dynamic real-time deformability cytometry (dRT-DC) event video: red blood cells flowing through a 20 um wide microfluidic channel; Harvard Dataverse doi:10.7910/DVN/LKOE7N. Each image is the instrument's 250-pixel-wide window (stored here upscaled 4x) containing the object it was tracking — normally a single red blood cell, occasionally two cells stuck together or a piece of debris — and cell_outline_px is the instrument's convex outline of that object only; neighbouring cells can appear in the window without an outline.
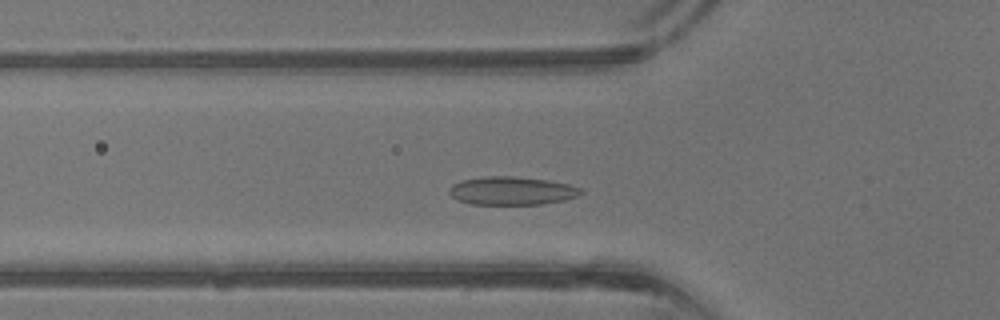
{"species": "common noctule bat (a hibernating species)", "species_latin": "Nyctalus noctula", "temperature_condition": "warm", "stored_images_in_passage": 25, "camera_frame_rate_fps": 3000, "um_per_image_px": 0.085, "animal": {"sex": "male", "body_mass_g": 13.3}, "frame": {"image": 1, "passage_image": 10, "time_ms": 3.0, "image_size_px": [1000, 320], "cell_outline_px": [[584, 192], [576, 196], [564, 200], [540, 204], [472, 204], [456, 200], [448, 192], [448, 188], [452, 184], [460, 180], [484, 176], [512, 176], [548, 180], [568, 184], [580, 188]], "centroid_in_image_um": [43.45, 16.21], "position_along_channel_um": 82.4, "area_um2": 21.73}}
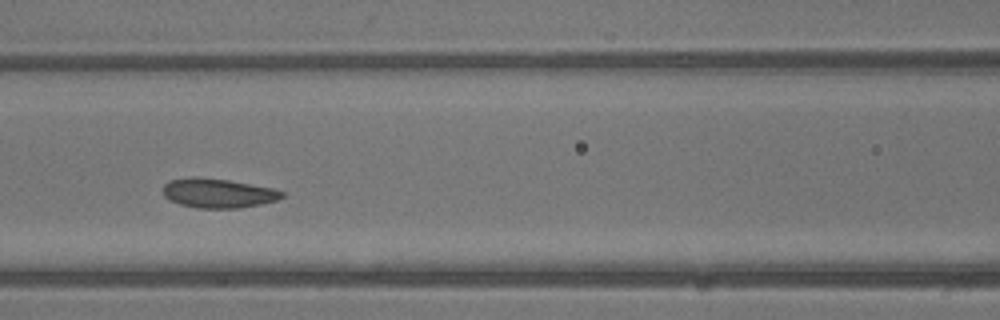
{"frame": {"image": 2, "passage_image": 14, "time_ms": 4.333, "image_size_px": [1000, 320], "cell_outline_px": [[284, 196], [276, 200], [260, 204], [240, 208], [196, 208], [180, 204], [168, 200], [164, 196], [164, 184], [168, 180], [192, 176], [196, 176], [228, 180], [272, 188], [284, 192]], "centroid_in_image_um": [18.49, 16.41], "position_along_channel_um": 148.1, "area_um2": 20.4}}
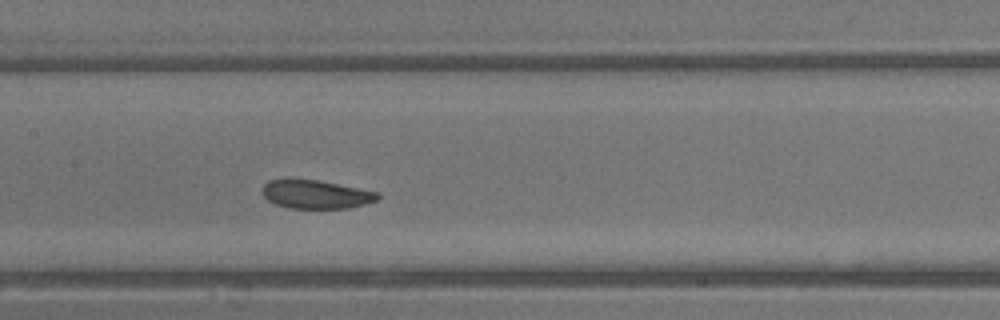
{"frame": {"image": 3, "passage_image": 16, "time_ms": 5.0, "image_size_px": [1000, 320], "cell_outline_px": [[380, 196], [376, 200], [364, 204], [348, 208], [288, 208], [276, 204], [268, 200], [264, 196], [260, 188], [268, 180], [284, 176], [288, 176], [320, 180], [380, 192]], "centroid_in_image_um": [26.77, 16.46], "position_along_channel_um": 180.6, "area_um2": 19.94}}